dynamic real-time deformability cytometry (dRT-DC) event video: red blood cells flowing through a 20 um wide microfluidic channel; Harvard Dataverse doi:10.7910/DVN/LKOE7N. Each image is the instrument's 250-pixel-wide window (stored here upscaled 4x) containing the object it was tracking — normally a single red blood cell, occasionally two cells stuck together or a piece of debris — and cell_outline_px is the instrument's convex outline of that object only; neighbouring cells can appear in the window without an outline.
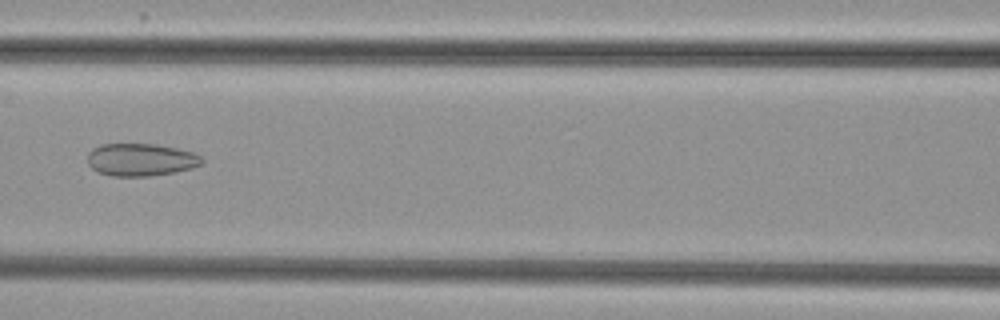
{"species": "common noctule bat (a hibernating species)", "species_latin": "Nyctalus noctula", "temperature_condition": "cold", "stored_images_in_passage": 6, "camera_frame_rate_fps": 3000, "um_per_image_px": 0.085, "animal": {"sex": "female", "body_mass_g": 29.2, "forearm_length_mm": 56.3}, "frame": {"image": 1, "passage_image": 6, "time_ms": 6.0, "image_size_px": [1000, 320], "cell_outline_px": [[204, 160], [200, 164], [192, 168], [172, 172], [148, 176], [112, 176], [96, 172], [88, 164], [88, 152], [92, 148], [100, 144], [156, 144], [176, 148], [192, 152], [200, 156]], "centroid_in_image_um": [11.92, 13.57], "position_along_channel_um": 154.7, "area_um2": 21.68}}